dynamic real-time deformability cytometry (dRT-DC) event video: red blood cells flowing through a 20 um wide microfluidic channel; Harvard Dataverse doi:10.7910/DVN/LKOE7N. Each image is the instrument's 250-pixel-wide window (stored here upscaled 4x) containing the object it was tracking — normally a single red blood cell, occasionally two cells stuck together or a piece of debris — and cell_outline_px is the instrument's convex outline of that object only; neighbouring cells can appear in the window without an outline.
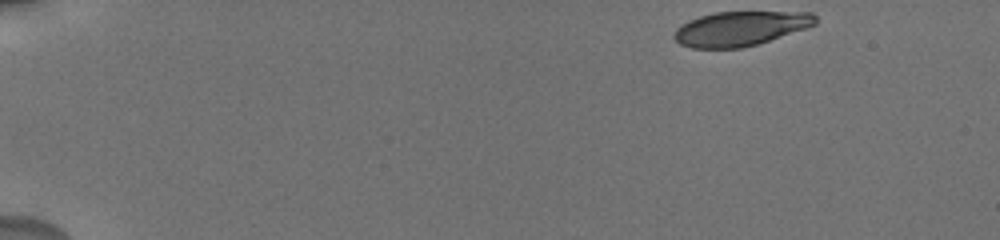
{"species": "human", "species_latin": "Homo sapiens", "temperature_condition": "cold", "stored_images_in_passage": 17, "camera_frame_rate_fps": 3000, "um_per_image_px": 0.085, "donor": {"sex": "male"}, "frame": {"image": 1, "passage_image": 1, "time_ms": 0.0, "image_size_px": [1000, 240], "cell_outline_px": [[816, 24], [808, 28], [756, 44], [740, 48], [692, 48], [680, 44], [672, 36], [676, 28], [688, 20], [712, 12], [812, 12], [816, 16]], "centroid_in_image_um": [62.92, 2.42], "position_along_channel_um": 22.1, "area_um2": 28.44}}
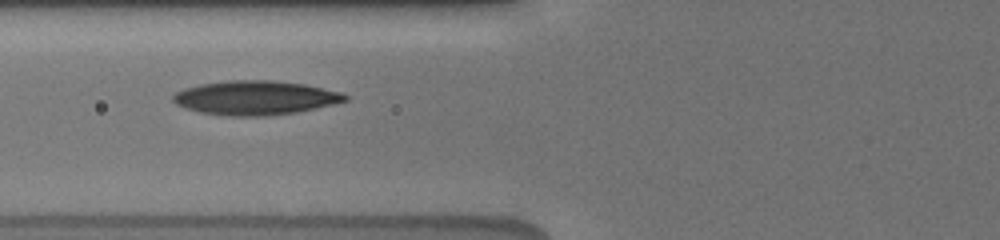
{"frame": {"image": 2, "passage_image": 13, "time_ms": 5.667, "image_size_px": [1000, 240], "cell_outline_px": [[348, 100], [316, 108], [296, 112], [272, 116], [228, 116], [200, 112], [184, 108], [176, 104], [172, 100], [172, 96], [176, 92], [184, 88], [200, 84], [228, 80], [272, 80], [304, 84], [344, 92], [348, 96]], "centroid_in_image_um": [21.7, 8.31], "position_along_channel_um": 104.1, "area_um2": 34.45}}
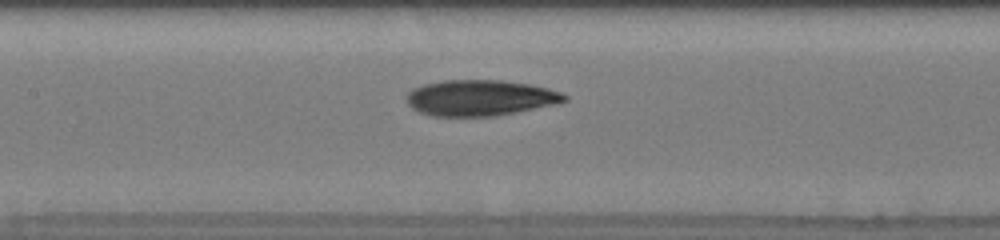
{"frame": {"image": 3, "passage_image": 16, "time_ms": 7.333, "image_size_px": [1000, 240], "cell_outline_px": [[568, 100], [552, 104], [516, 112], [496, 116], [432, 116], [420, 112], [412, 108], [408, 104], [408, 92], [412, 88], [424, 84], [444, 80], [500, 80], [528, 84], [548, 88], [560, 92], [568, 96]], "centroid_in_image_um": [40.79, 8.31], "position_along_channel_um": 166.6, "area_um2": 32.77}}